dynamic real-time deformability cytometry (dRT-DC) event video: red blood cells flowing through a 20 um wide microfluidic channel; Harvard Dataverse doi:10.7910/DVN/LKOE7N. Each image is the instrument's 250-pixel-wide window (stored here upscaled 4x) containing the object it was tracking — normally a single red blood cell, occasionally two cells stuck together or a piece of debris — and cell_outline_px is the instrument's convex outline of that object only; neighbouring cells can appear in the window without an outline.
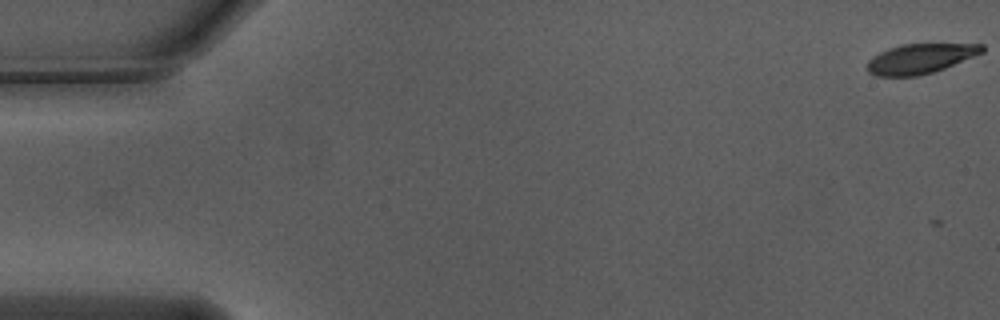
{"species": "Egyptian fruit bat (a non-hibernating species)", "species_latin": "Rousettus aegyptiacus", "temperature_condition": "warm", "stored_images_in_passage": 56, "camera_frame_rate_fps": 3000, "um_per_image_px": 0.085, "animal": {"sex": "male"}, "frame": {"image": 1, "passage_image": 1, "time_ms": 0.0, "image_size_px": [1000, 320], "cell_outline_px": [[984, 52], [944, 68], [932, 72], [916, 76], [876, 76], [868, 72], [868, 60], [872, 56], [888, 48], [900, 44], [984, 44]], "centroid_in_image_um": [78.2, 4.98], "position_along_channel_um": 6.8, "area_um2": 19.83}}
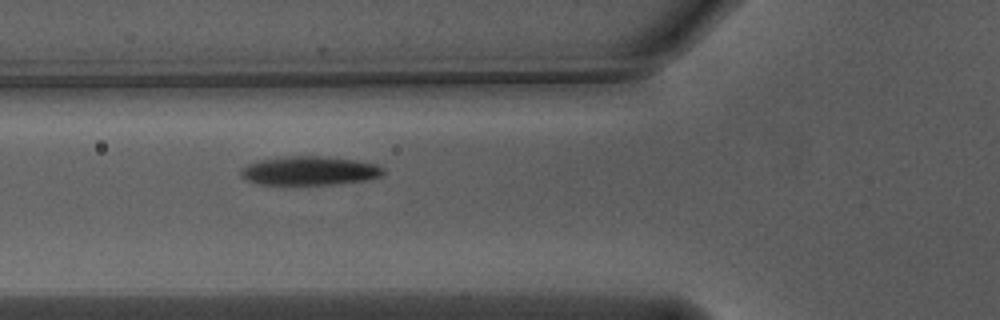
{"frame": {"image": 2, "passage_image": 21, "time_ms": 6.667, "image_size_px": [1000, 320], "cell_outline_px": [[384, 172], [380, 176], [364, 180], [336, 184], [260, 184], [248, 180], [240, 176], [240, 168], [256, 160], [288, 156], [320, 156], [356, 160], [380, 164], [384, 168]], "centroid_in_image_um": [26.3, 14.5], "position_along_channel_um": 99.5, "area_um2": 23.99}}
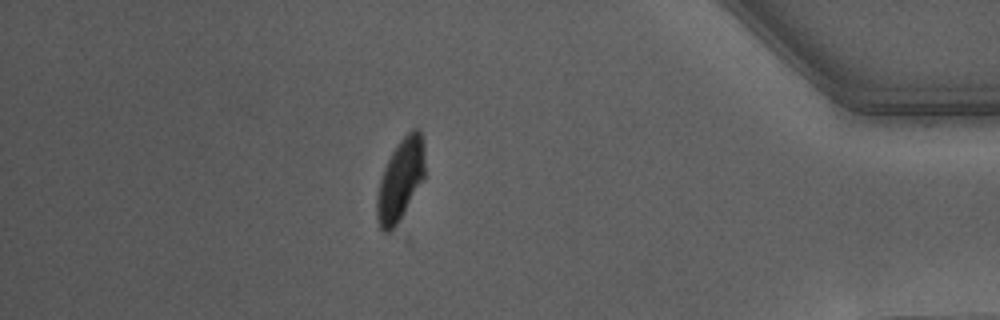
{"frame": {"image": 3, "passage_image": 49, "time_ms": 16.0, "image_size_px": [1000, 320], "cell_outline_px": [[424, 180], [396, 224], [388, 232], [384, 232], [380, 228], [376, 216], [376, 200], [380, 180], [384, 168], [392, 152], [400, 140], [412, 128], [420, 128], [424, 140]], "centroid_in_image_um": [34.05, 15.24], "position_along_channel_um": 401.2, "area_um2": 22.72}, "authors_computed_cell_mechanics": {"area_um2": 23.3801, "velocity_mm_per_s": 3.7092, "shape_relaxation_time_tau1_ms": 2.8884, "shape_relaxation_time_tau2_ms": 5.814, "deformation_change_tau1": 0.192, "deformation_change_tau2": 0.0923}}